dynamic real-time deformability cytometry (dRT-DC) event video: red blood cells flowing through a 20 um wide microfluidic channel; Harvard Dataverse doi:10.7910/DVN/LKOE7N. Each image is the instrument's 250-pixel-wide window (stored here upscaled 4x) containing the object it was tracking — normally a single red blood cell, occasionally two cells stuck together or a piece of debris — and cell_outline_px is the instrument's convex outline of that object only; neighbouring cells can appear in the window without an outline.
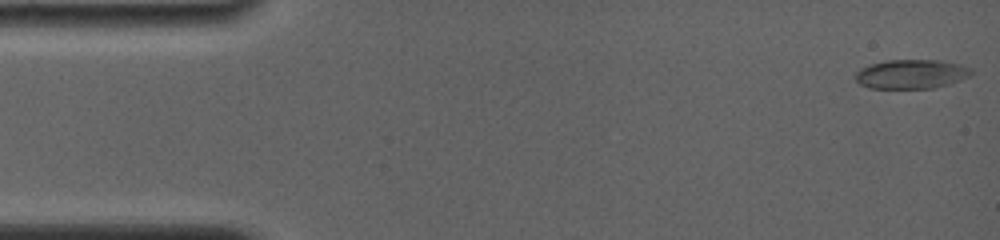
{"species": "common noctule bat (a hibernating species)", "species_latin": "Nyctalus noctula", "temperature_condition": "room temperature", "stored_images_in_passage": 34, "camera_frame_rate_fps": 4000, "um_per_image_px": 0.085, "animal": {"sex": "female", "body_mass_g": 19.0, "forearm_length_mm": 56.7}, "frame": {"image": 1, "passage_image": 1, "time_ms": 0.0, "image_size_px": [1000, 240], "cell_outline_px": [[972, 76], [948, 84], [932, 88], [868, 88], [860, 84], [856, 80], [856, 72], [860, 68], [872, 64], [888, 60], [936, 60], [960, 64], [972, 68]], "centroid_in_image_um": [77.48, 6.3], "position_along_channel_um": 7.5, "area_um2": 19.65}}
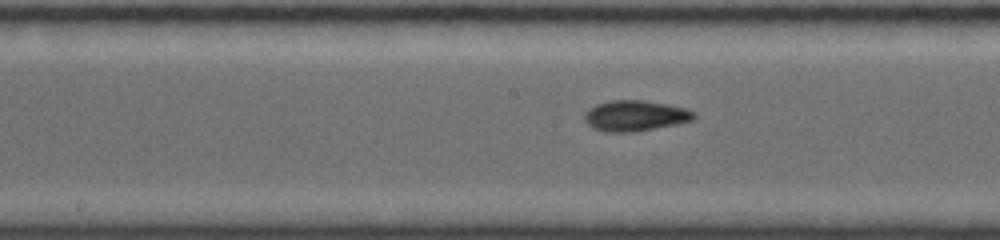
{"frame": {"image": 2, "passage_image": 19, "time_ms": 8.0, "image_size_px": [1000, 240], "cell_outline_px": [[696, 116], [692, 120], [676, 124], [636, 132], [604, 132], [592, 128], [584, 120], [584, 112], [588, 108], [596, 104], [612, 100], [644, 100], [668, 104], [684, 108], [696, 112]], "centroid_in_image_um": [53.96, 9.84], "position_along_channel_um": 194.2, "area_um2": 19.77}}
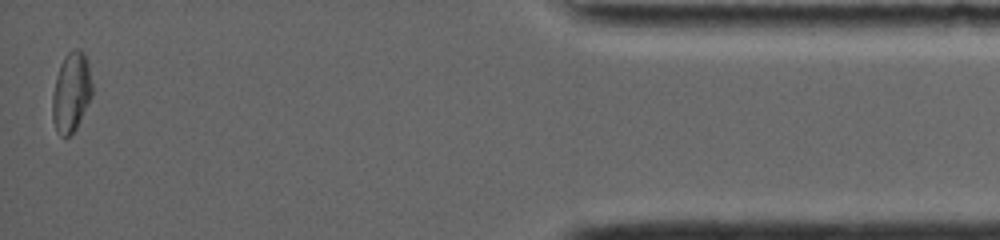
{"frame": {"image": 3, "passage_image": 34, "time_ms": 15.75, "image_size_px": [1000, 240], "cell_outline_px": [[92, 96], [76, 128], [68, 136], [60, 136], [56, 132], [52, 120], [52, 96], [56, 76], [60, 64], [64, 56], [72, 48], [84, 52], [88, 60], [92, 84]], "centroid_in_image_um": [6.05, 7.83], "position_along_channel_um": 429.2, "area_um2": 18.67}, "authors_computed_cell_mechanics": {"area_um2": 19.0451, "velocity_mm_per_s": 3.8421, "shape_relaxation_time_tau1_ms": 2.679, "shape_relaxation_time_tau2_ms": 2.3925, "deformation_change_tau1": 0.1081, "deformation_change_tau2": 0.0577}}